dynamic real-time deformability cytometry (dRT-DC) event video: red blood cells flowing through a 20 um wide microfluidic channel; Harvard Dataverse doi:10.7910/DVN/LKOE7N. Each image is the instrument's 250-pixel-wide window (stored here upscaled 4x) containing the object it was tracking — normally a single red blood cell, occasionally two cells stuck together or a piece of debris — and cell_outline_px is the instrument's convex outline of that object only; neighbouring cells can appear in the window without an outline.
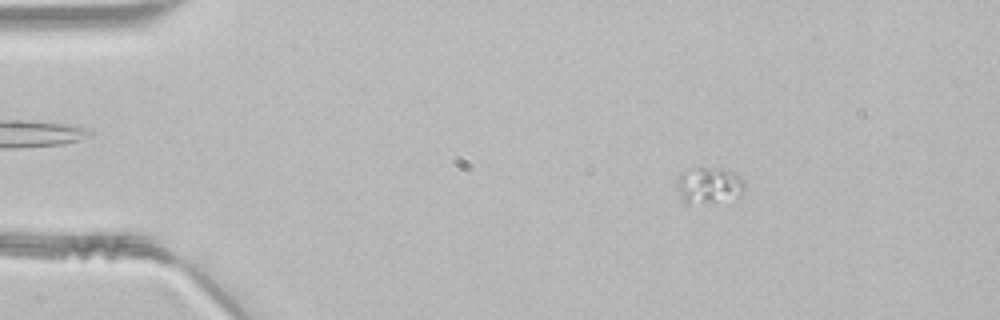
{"species": "common noctule bat (a hibernating species)", "species_latin": "Nyctalus noctula", "temperature_condition": "room temperature", "stored_images_in_passage": 49, "camera_frame_rate_fps": 3000, "um_per_image_px": 0.085, "animal": {"sex": "male", "body_mass_g": 21.5, "forearm_length_mm": 52.0}, "frame": {"image": 1, "passage_image": 8, "time_ms": 2.333, "image_size_px": [1000, 320], "cell_outline_px": [[744, 188], [740, 196], [688, 204], [684, 204], [676, 184], [676, 180], [680, 172], [696, 168], [728, 168], [740, 176], [744, 180]], "centroid_in_image_um": [60.25, 15.7], "position_along_channel_um": 24.8, "area_um2": 14.16}}
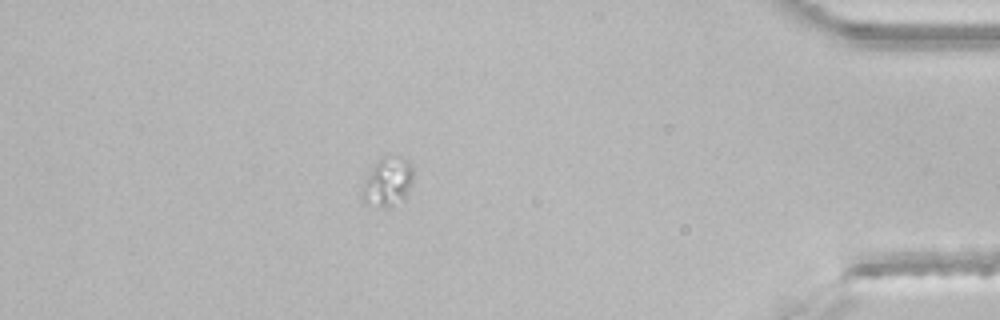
{"frame": {"image": 2, "passage_image": 43, "time_ms": 14.0, "image_size_px": [1000, 320], "cell_outline_px": [[412, 176], [408, 192], [404, 200], [388, 208], [376, 208], [364, 204], [360, 196], [364, 184], [372, 168], [380, 160], [400, 156], [404, 156], [408, 160], [412, 168]], "centroid_in_image_um": [32.94, 15.55], "position_along_channel_um": 402.3, "area_um2": 14.45}}